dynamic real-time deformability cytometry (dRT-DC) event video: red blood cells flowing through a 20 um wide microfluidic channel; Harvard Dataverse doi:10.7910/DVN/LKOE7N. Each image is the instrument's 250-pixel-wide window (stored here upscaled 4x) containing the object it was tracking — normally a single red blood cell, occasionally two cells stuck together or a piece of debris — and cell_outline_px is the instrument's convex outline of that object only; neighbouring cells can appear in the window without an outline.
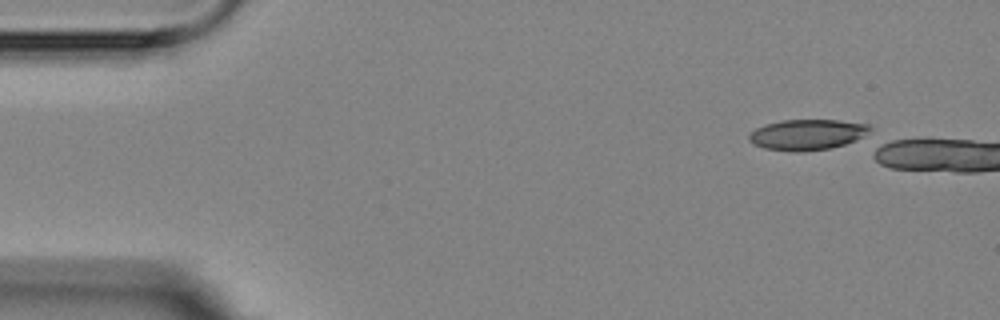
{"species": "Egyptian fruit bat (a non-hibernating species)", "species_latin": "Rousettus aegyptiacus", "temperature_condition": "room temperature", "stored_images_in_passage": 3, "camera_frame_rate_fps": 3000, "um_per_image_px": 0.085, "animal": {"sex": "female"}, "frame": {"image": 1, "passage_image": 1, "time_ms": 0.0, "image_size_px": [1000, 320], "cell_outline_px": [[872, 128], [864, 140], [832, 148], [804, 152], [792, 152], [764, 148], [752, 144], [748, 140], [748, 136], [756, 128], [764, 124], [780, 120], [840, 120], [872, 124]], "centroid_in_image_um": [68.71, 11.45], "position_along_channel_um": 16.3, "area_um2": 22.43}}